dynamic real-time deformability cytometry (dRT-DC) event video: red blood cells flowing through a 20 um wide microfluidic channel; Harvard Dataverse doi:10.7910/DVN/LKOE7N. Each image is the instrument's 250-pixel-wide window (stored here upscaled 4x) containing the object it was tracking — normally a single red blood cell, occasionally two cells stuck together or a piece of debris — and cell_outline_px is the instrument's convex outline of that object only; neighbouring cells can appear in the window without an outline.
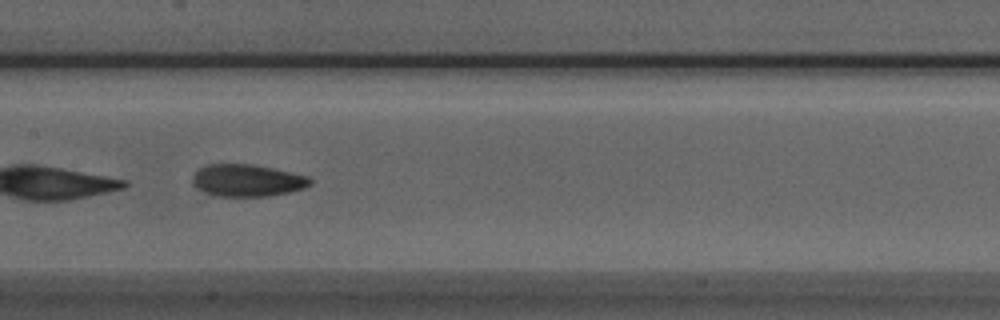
{"species": "Egyptian fruit bat (a non-hibernating species)", "species_latin": "Rousettus aegyptiacus", "temperature_condition": "room temperature", "stored_images_in_passage": 38, "segment_of_instrument_passage": [1, 2], "camera_frame_rate_fps": 3000, "um_per_image_px": 0.085, "animal": {"sex": "male"}, "frame": {"image": 1, "passage_image": 10, "time_ms": 3.0, "image_size_px": [1000, 320], "cell_outline_px": [[312, 184], [304, 188], [288, 192], [268, 196], [212, 196], [204, 192], [192, 184], [192, 176], [200, 168], [208, 164], [252, 164], [272, 168], [308, 176], [312, 180]], "centroid_in_image_um": [21.0, 15.34], "position_along_channel_um": 186.4, "area_um2": 22.02}}
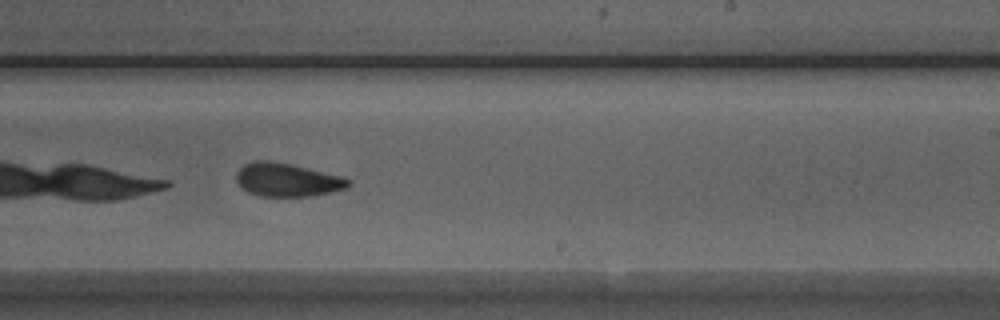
{"frame": {"image": 2, "passage_image": 16, "time_ms": 5.0, "image_size_px": [1000, 320], "cell_outline_px": [[352, 184], [348, 188], [332, 192], [308, 196], [260, 196], [248, 192], [236, 180], [236, 172], [244, 164], [256, 160], [268, 160], [292, 164], [344, 176], [352, 180]], "centroid_in_image_um": [24.47, 15.27], "position_along_channel_um": 264.5, "area_um2": 22.02}}
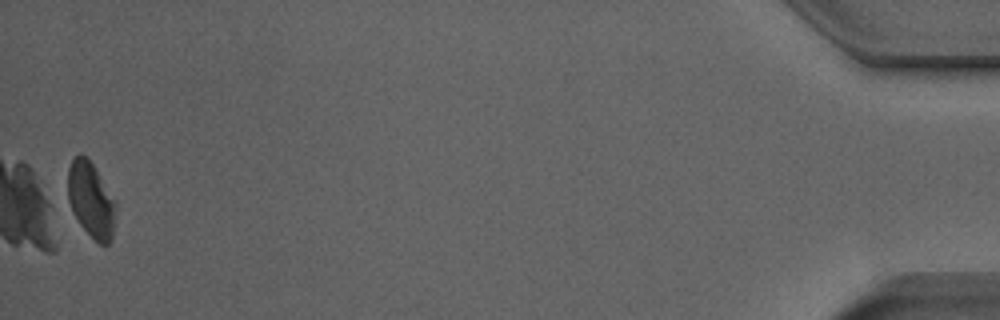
{"frame": {"image": 3, "passage_image": 36, "time_ms": 11.667, "image_size_px": [1000, 320], "cell_outline_px": [[116, 204], [112, 240], [108, 244], [100, 244], [80, 224], [72, 212], [68, 200], [68, 168], [72, 160], [76, 156], [84, 156], [92, 164], [116, 200]], "centroid_in_image_um": [7.74, 17.01], "position_along_channel_um": 427.5, "area_um2": 20.75}}